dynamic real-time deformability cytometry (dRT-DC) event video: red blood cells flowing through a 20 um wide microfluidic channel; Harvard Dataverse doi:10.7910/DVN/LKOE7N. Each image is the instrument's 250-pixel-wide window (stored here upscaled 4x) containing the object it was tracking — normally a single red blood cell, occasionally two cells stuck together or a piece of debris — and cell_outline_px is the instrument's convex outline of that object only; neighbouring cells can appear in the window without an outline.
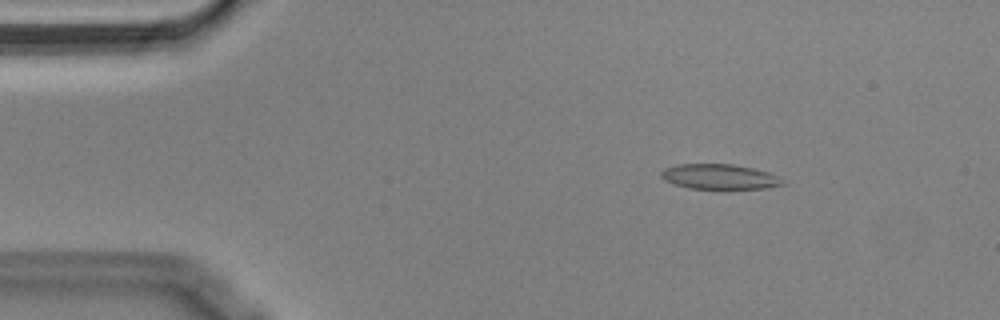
{"species": "Egyptian fruit bat (a non-hibernating species)", "species_latin": "Rousettus aegyptiacus", "temperature_condition": "cold", "stored_images_in_passage": 3, "camera_frame_rate_fps": 3000, "um_per_image_px": 0.085, "animal": {"sex": "male"}, "frame": {"image": 1, "passage_image": 1, "time_ms": 0.0, "image_size_px": [1000, 320], "cell_outline_px": [[784, 184], [768, 188], [688, 188], [664, 180], [660, 176], [660, 172], [664, 168], [676, 164], [732, 164], [752, 168], [768, 172], [776, 176]], "centroid_in_image_um": [61.09, 15.01], "position_along_channel_um": 23.9, "area_um2": 17.46}}